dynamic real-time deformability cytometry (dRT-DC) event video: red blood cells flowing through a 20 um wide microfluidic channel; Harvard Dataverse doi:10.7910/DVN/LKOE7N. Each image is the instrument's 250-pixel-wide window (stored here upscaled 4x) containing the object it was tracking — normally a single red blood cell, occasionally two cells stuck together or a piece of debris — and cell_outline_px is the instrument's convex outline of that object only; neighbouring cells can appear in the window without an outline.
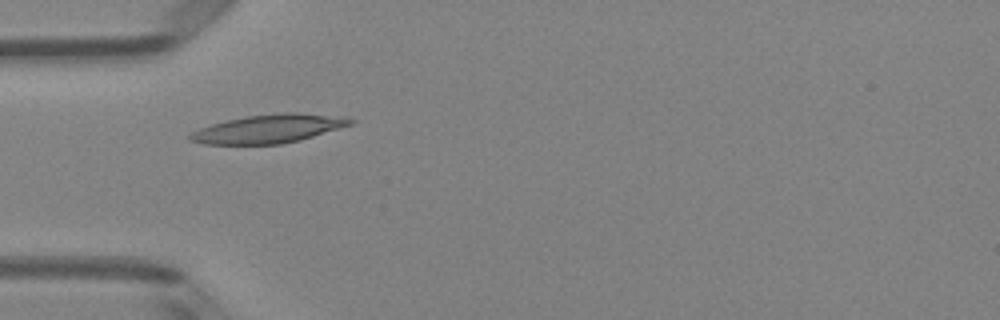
{"species": "Egyptian fruit bat (a non-hibernating species)", "species_latin": "Rousettus aegyptiacus", "temperature_condition": "room temperature", "stored_images_in_passage": 7, "camera_frame_rate_fps": 3000, "um_per_image_px": 0.085, "animal": {"sex": "female"}, "frame": {"image": 1, "passage_image": 4, "time_ms": 1.0, "image_size_px": [1000, 320], "cell_outline_px": [[356, 120], [352, 124], [300, 140], [280, 144], [204, 144], [188, 140], [188, 136], [192, 132], [200, 128], [212, 124], [228, 120], [248, 116], [284, 112], [296, 112], [348, 116]], "centroid_in_image_um": [22.89, 10.93], "position_along_channel_um": 62.1, "area_um2": 26.65}}
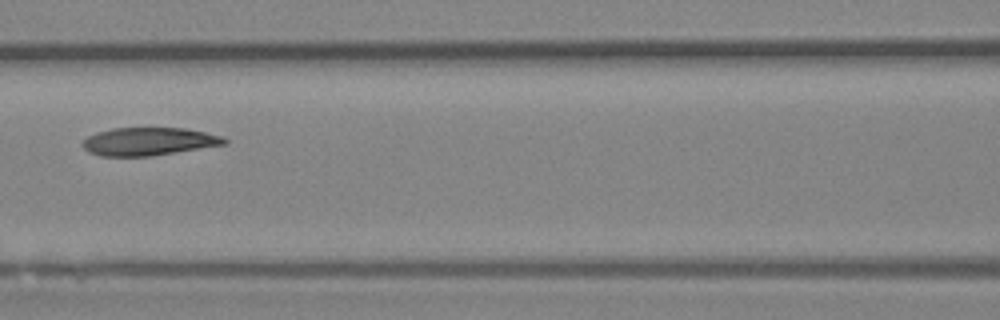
{"frame": {"image": 2, "passage_image": 6, "time_ms": 1.667, "image_size_px": [1000, 320], "cell_outline_px": [[228, 144], [152, 156], [100, 156], [88, 152], [80, 144], [88, 136], [96, 132], [112, 128], [184, 128], [224, 136], [228, 140]], "centroid_in_image_um": [12.65, 12.03], "position_along_channel_um": 153.9, "area_um2": 23.29}}
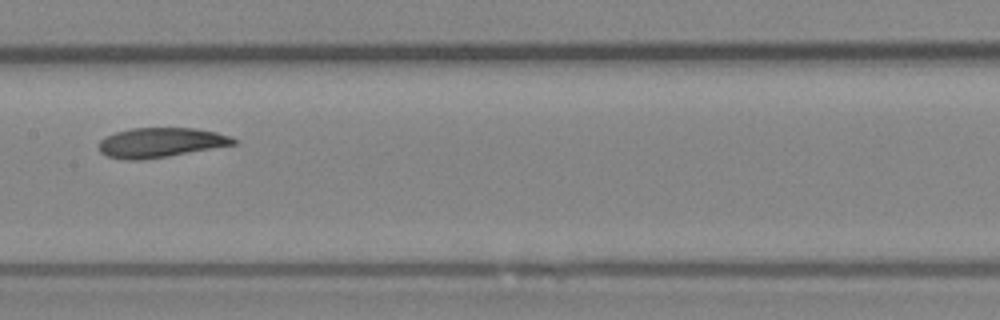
{"frame": {"image": 3, "passage_image": 7, "time_ms": 2.0, "image_size_px": [1000, 320], "cell_outline_px": [[236, 144], [168, 156], [140, 160], [124, 160], [108, 156], [100, 152], [100, 140], [104, 136], [116, 132], [132, 128], [196, 128], [216, 132], [232, 136], [236, 140]], "centroid_in_image_um": [13.65, 12.11], "position_along_channel_um": 193.7, "area_um2": 23.24}}